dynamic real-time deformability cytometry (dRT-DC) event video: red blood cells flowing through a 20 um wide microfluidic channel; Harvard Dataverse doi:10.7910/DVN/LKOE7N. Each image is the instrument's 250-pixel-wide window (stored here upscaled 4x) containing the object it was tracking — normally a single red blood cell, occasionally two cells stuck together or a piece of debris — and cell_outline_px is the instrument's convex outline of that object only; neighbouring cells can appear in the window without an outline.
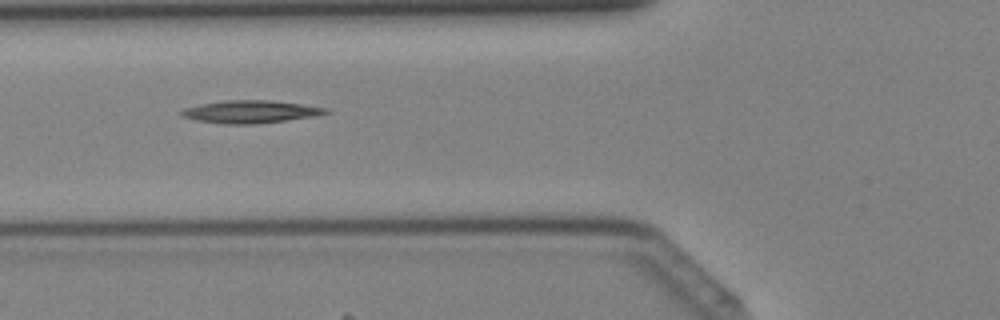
{"species": "Egyptian fruit bat (a non-hibernating species)", "species_latin": "Rousettus aegyptiacus", "temperature_condition": "cold", "stored_images_in_passage": 42, "camera_frame_rate_fps": 3000, "um_per_image_px": 0.085, "animal": {"sex": "female"}, "frame": {"image": 1, "passage_image": 16, "time_ms": 5.0, "image_size_px": [1000, 320], "cell_outline_px": [[328, 112], [312, 116], [256, 124], [224, 124], [196, 120], [180, 116], [180, 112], [184, 108], [200, 104], [224, 100], [268, 100], [300, 104], [328, 108]], "centroid_in_image_um": [21.2, 9.49], "position_along_channel_um": 104.6, "area_um2": 18.79}}
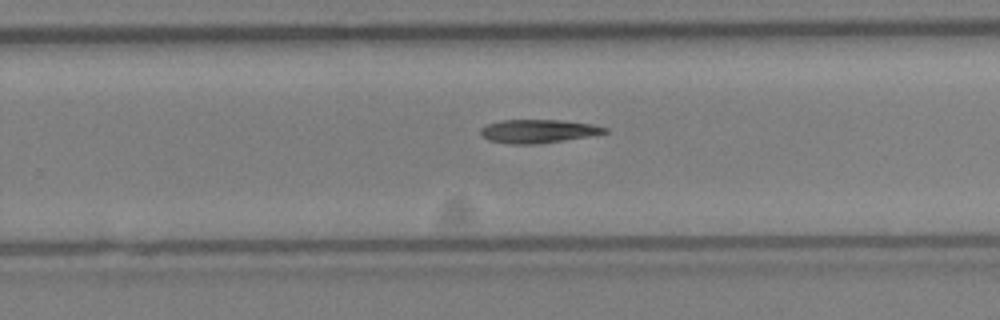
{"frame": {"image": 2, "passage_image": 27, "time_ms": 8.667, "image_size_px": [1000, 320], "cell_outline_px": [[608, 132], [588, 136], [536, 144], [512, 144], [488, 140], [480, 132], [480, 128], [488, 124], [500, 120], [560, 120], [592, 124], [608, 128]], "centroid_in_image_um": [45.73, 11.14], "position_along_channel_um": 284.1, "area_um2": 16.76}}
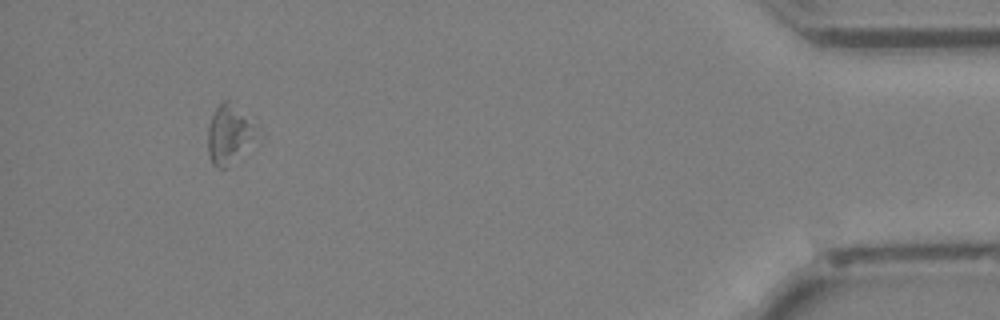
{"frame": {"image": 3, "passage_image": 39, "time_ms": 12.667, "image_size_px": [1000, 320], "cell_outline_px": [[264, 136], [260, 140], [228, 168], [216, 168], [212, 164], [208, 156], [208, 128], [212, 116], [216, 108], [224, 100], [228, 100]], "centroid_in_image_um": [19.54, 11.53], "position_along_channel_um": 415.7, "area_um2": 17.22}}